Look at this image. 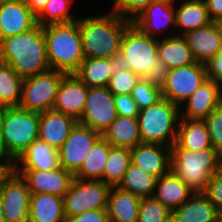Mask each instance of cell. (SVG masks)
Returning a JSON list of instances; mask_svg holds the SVG:
<instances>
[{"mask_svg": "<svg viewBox=\"0 0 222 222\" xmlns=\"http://www.w3.org/2000/svg\"><path fill=\"white\" fill-rule=\"evenodd\" d=\"M131 96L139 109L155 104L162 98L161 88L141 77L132 89Z\"/></svg>", "mask_w": 222, "mask_h": 222, "instance_id": "obj_39", "label": "cell"}, {"mask_svg": "<svg viewBox=\"0 0 222 222\" xmlns=\"http://www.w3.org/2000/svg\"><path fill=\"white\" fill-rule=\"evenodd\" d=\"M49 0H25L26 5L31 9V12L37 16L45 7Z\"/></svg>", "mask_w": 222, "mask_h": 222, "instance_id": "obj_48", "label": "cell"}, {"mask_svg": "<svg viewBox=\"0 0 222 222\" xmlns=\"http://www.w3.org/2000/svg\"><path fill=\"white\" fill-rule=\"evenodd\" d=\"M39 137V113L7 108L0 139V157L12 165Z\"/></svg>", "mask_w": 222, "mask_h": 222, "instance_id": "obj_5", "label": "cell"}, {"mask_svg": "<svg viewBox=\"0 0 222 222\" xmlns=\"http://www.w3.org/2000/svg\"><path fill=\"white\" fill-rule=\"evenodd\" d=\"M0 180L1 178L8 172V170L11 168V165L0 157ZM4 161V162H3Z\"/></svg>", "mask_w": 222, "mask_h": 222, "instance_id": "obj_49", "label": "cell"}, {"mask_svg": "<svg viewBox=\"0 0 222 222\" xmlns=\"http://www.w3.org/2000/svg\"><path fill=\"white\" fill-rule=\"evenodd\" d=\"M3 64V61H2V59H1V57H0V66Z\"/></svg>", "mask_w": 222, "mask_h": 222, "instance_id": "obj_54", "label": "cell"}, {"mask_svg": "<svg viewBox=\"0 0 222 222\" xmlns=\"http://www.w3.org/2000/svg\"><path fill=\"white\" fill-rule=\"evenodd\" d=\"M131 163L160 178L171 170L170 147L140 143L131 149Z\"/></svg>", "mask_w": 222, "mask_h": 222, "instance_id": "obj_19", "label": "cell"}, {"mask_svg": "<svg viewBox=\"0 0 222 222\" xmlns=\"http://www.w3.org/2000/svg\"><path fill=\"white\" fill-rule=\"evenodd\" d=\"M112 186L102 180H82L74 178L63 196L66 218L81 213L106 208Z\"/></svg>", "mask_w": 222, "mask_h": 222, "instance_id": "obj_9", "label": "cell"}, {"mask_svg": "<svg viewBox=\"0 0 222 222\" xmlns=\"http://www.w3.org/2000/svg\"><path fill=\"white\" fill-rule=\"evenodd\" d=\"M59 167H61L59 150L39 138L33 141L11 165L12 169H38L43 171H50Z\"/></svg>", "mask_w": 222, "mask_h": 222, "instance_id": "obj_22", "label": "cell"}, {"mask_svg": "<svg viewBox=\"0 0 222 222\" xmlns=\"http://www.w3.org/2000/svg\"><path fill=\"white\" fill-rule=\"evenodd\" d=\"M153 1L155 0H113L114 8L111 11L133 21Z\"/></svg>", "mask_w": 222, "mask_h": 222, "instance_id": "obj_40", "label": "cell"}, {"mask_svg": "<svg viewBox=\"0 0 222 222\" xmlns=\"http://www.w3.org/2000/svg\"><path fill=\"white\" fill-rule=\"evenodd\" d=\"M28 185L31 193H46L63 197L74 179V175L59 167L50 171L38 169H13Z\"/></svg>", "mask_w": 222, "mask_h": 222, "instance_id": "obj_14", "label": "cell"}, {"mask_svg": "<svg viewBox=\"0 0 222 222\" xmlns=\"http://www.w3.org/2000/svg\"><path fill=\"white\" fill-rule=\"evenodd\" d=\"M204 2L212 22H217L222 18V0H204Z\"/></svg>", "mask_w": 222, "mask_h": 222, "instance_id": "obj_47", "label": "cell"}, {"mask_svg": "<svg viewBox=\"0 0 222 222\" xmlns=\"http://www.w3.org/2000/svg\"><path fill=\"white\" fill-rule=\"evenodd\" d=\"M132 23L144 34L158 39L157 35H161L166 29L169 30L170 26L175 29L174 3L155 0Z\"/></svg>", "mask_w": 222, "mask_h": 222, "instance_id": "obj_18", "label": "cell"}, {"mask_svg": "<svg viewBox=\"0 0 222 222\" xmlns=\"http://www.w3.org/2000/svg\"><path fill=\"white\" fill-rule=\"evenodd\" d=\"M78 121L69 115L48 110L39 113V139L59 150Z\"/></svg>", "mask_w": 222, "mask_h": 222, "instance_id": "obj_20", "label": "cell"}, {"mask_svg": "<svg viewBox=\"0 0 222 222\" xmlns=\"http://www.w3.org/2000/svg\"><path fill=\"white\" fill-rule=\"evenodd\" d=\"M198 63L206 64L222 49V35L216 22L183 35Z\"/></svg>", "mask_w": 222, "mask_h": 222, "instance_id": "obj_21", "label": "cell"}, {"mask_svg": "<svg viewBox=\"0 0 222 222\" xmlns=\"http://www.w3.org/2000/svg\"><path fill=\"white\" fill-rule=\"evenodd\" d=\"M111 145L101 137L85 157L74 178L82 180H102Z\"/></svg>", "mask_w": 222, "mask_h": 222, "instance_id": "obj_32", "label": "cell"}, {"mask_svg": "<svg viewBox=\"0 0 222 222\" xmlns=\"http://www.w3.org/2000/svg\"><path fill=\"white\" fill-rule=\"evenodd\" d=\"M0 57L22 78L50 70L43 27L1 39Z\"/></svg>", "mask_w": 222, "mask_h": 222, "instance_id": "obj_1", "label": "cell"}, {"mask_svg": "<svg viewBox=\"0 0 222 222\" xmlns=\"http://www.w3.org/2000/svg\"><path fill=\"white\" fill-rule=\"evenodd\" d=\"M50 68L74 74L85 59L79 18L75 22L43 27Z\"/></svg>", "mask_w": 222, "mask_h": 222, "instance_id": "obj_3", "label": "cell"}, {"mask_svg": "<svg viewBox=\"0 0 222 222\" xmlns=\"http://www.w3.org/2000/svg\"><path fill=\"white\" fill-rule=\"evenodd\" d=\"M102 134L77 123L59 149L60 166L73 175Z\"/></svg>", "mask_w": 222, "mask_h": 222, "instance_id": "obj_13", "label": "cell"}, {"mask_svg": "<svg viewBox=\"0 0 222 222\" xmlns=\"http://www.w3.org/2000/svg\"><path fill=\"white\" fill-rule=\"evenodd\" d=\"M132 21L113 11L95 17L79 18L85 58L119 59L121 40Z\"/></svg>", "mask_w": 222, "mask_h": 222, "instance_id": "obj_2", "label": "cell"}, {"mask_svg": "<svg viewBox=\"0 0 222 222\" xmlns=\"http://www.w3.org/2000/svg\"><path fill=\"white\" fill-rule=\"evenodd\" d=\"M5 222H28L31 192L27 182L12 168L0 180Z\"/></svg>", "mask_w": 222, "mask_h": 222, "instance_id": "obj_10", "label": "cell"}, {"mask_svg": "<svg viewBox=\"0 0 222 222\" xmlns=\"http://www.w3.org/2000/svg\"><path fill=\"white\" fill-rule=\"evenodd\" d=\"M141 198L112 186L107 202L109 222H137Z\"/></svg>", "mask_w": 222, "mask_h": 222, "instance_id": "obj_26", "label": "cell"}, {"mask_svg": "<svg viewBox=\"0 0 222 222\" xmlns=\"http://www.w3.org/2000/svg\"><path fill=\"white\" fill-rule=\"evenodd\" d=\"M157 39L158 58L169 68L188 66L197 61L183 35Z\"/></svg>", "mask_w": 222, "mask_h": 222, "instance_id": "obj_25", "label": "cell"}, {"mask_svg": "<svg viewBox=\"0 0 222 222\" xmlns=\"http://www.w3.org/2000/svg\"><path fill=\"white\" fill-rule=\"evenodd\" d=\"M157 58V39L144 34L132 23L121 40L119 64L144 78Z\"/></svg>", "mask_w": 222, "mask_h": 222, "instance_id": "obj_7", "label": "cell"}, {"mask_svg": "<svg viewBox=\"0 0 222 222\" xmlns=\"http://www.w3.org/2000/svg\"><path fill=\"white\" fill-rule=\"evenodd\" d=\"M222 84L205 80L183 103L180 118L204 120L214 109L222 105ZM185 110V111H184Z\"/></svg>", "mask_w": 222, "mask_h": 222, "instance_id": "obj_15", "label": "cell"}, {"mask_svg": "<svg viewBox=\"0 0 222 222\" xmlns=\"http://www.w3.org/2000/svg\"><path fill=\"white\" fill-rule=\"evenodd\" d=\"M0 222H5L4 215H3V205L1 201V196H0Z\"/></svg>", "mask_w": 222, "mask_h": 222, "instance_id": "obj_51", "label": "cell"}, {"mask_svg": "<svg viewBox=\"0 0 222 222\" xmlns=\"http://www.w3.org/2000/svg\"><path fill=\"white\" fill-rule=\"evenodd\" d=\"M195 192L171 170L157 180L153 197L171 211L182 205Z\"/></svg>", "mask_w": 222, "mask_h": 222, "instance_id": "obj_24", "label": "cell"}, {"mask_svg": "<svg viewBox=\"0 0 222 222\" xmlns=\"http://www.w3.org/2000/svg\"><path fill=\"white\" fill-rule=\"evenodd\" d=\"M218 222H222V209L218 211Z\"/></svg>", "mask_w": 222, "mask_h": 222, "instance_id": "obj_53", "label": "cell"}, {"mask_svg": "<svg viewBox=\"0 0 222 222\" xmlns=\"http://www.w3.org/2000/svg\"><path fill=\"white\" fill-rule=\"evenodd\" d=\"M141 77L133 73L130 69L118 64L115 72L112 74L108 89L113 95L131 94Z\"/></svg>", "mask_w": 222, "mask_h": 222, "instance_id": "obj_38", "label": "cell"}, {"mask_svg": "<svg viewBox=\"0 0 222 222\" xmlns=\"http://www.w3.org/2000/svg\"><path fill=\"white\" fill-rule=\"evenodd\" d=\"M72 0H49L43 10L36 16L37 24L48 26L63 24L78 20L70 13L69 7Z\"/></svg>", "mask_w": 222, "mask_h": 222, "instance_id": "obj_36", "label": "cell"}, {"mask_svg": "<svg viewBox=\"0 0 222 222\" xmlns=\"http://www.w3.org/2000/svg\"><path fill=\"white\" fill-rule=\"evenodd\" d=\"M203 193L218 211L222 209V167L211 176Z\"/></svg>", "mask_w": 222, "mask_h": 222, "instance_id": "obj_42", "label": "cell"}, {"mask_svg": "<svg viewBox=\"0 0 222 222\" xmlns=\"http://www.w3.org/2000/svg\"><path fill=\"white\" fill-rule=\"evenodd\" d=\"M169 68L157 58L149 68L148 74L144 77L150 83L162 88L166 84Z\"/></svg>", "mask_w": 222, "mask_h": 222, "instance_id": "obj_44", "label": "cell"}, {"mask_svg": "<svg viewBox=\"0 0 222 222\" xmlns=\"http://www.w3.org/2000/svg\"><path fill=\"white\" fill-rule=\"evenodd\" d=\"M204 65L207 78L222 84V49Z\"/></svg>", "mask_w": 222, "mask_h": 222, "instance_id": "obj_46", "label": "cell"}, {"mask_svg": "<svg viewBox=\"0 0 222 222\" xmlns=\"http://www.w3.org/2000/svg\"><path fill=\"white\" fill-rule=\"evenodd\" d=\"M142 143L171 147L176 141L180 108L165 98L140 109L138 115Z\"/></svg>", "mask_w": 222, "mask_h": 222, "instance_id": "obj_6", "label": "cell"}, {"mask_svg": "<svg viewBox=\"0 0 222 222\" xmlns=\"http://www.w3.org/2000/svg\"><path fill=\"white\" fill-rule=\"evenodd\" d=\"M63 197L31 193L28 222H65Z\"/></svg>", "mask_w": 222, "mask_h": 222, "instance_id": "obj_27", "label": "cell"}, {"mask_svg": "<svg viewBox=\"0 0 222 222\" xmlns=\"http://www.w3.org/2000/svg\"><path fill=\"white\" fill-rule=\"evenodd\" d=\"M157 180V177L131 163L117 187L140 198L153 197Z\"/></svg>", "mask_w": 222, "mask_h": 222, "instance_id": "obj_33", "label": "cell"}, {"mask_svg": "<svg viewBox=\"0 0 222 222\" xmlns=\"http://www.w3.org/2000/svg\"><path fill=\"white\" fill-rule=\"evenodd\" d=\"M171 171L181 178L194 192H204L213 174L222 167V155L214 148L192 151L170 147Z\"/></svg>", "mask_w": 222, "mask_h": 222, "instance_id": "obj_4", "label": "cell"}, {"mask_svg": "<svg viewBox=\"0 0 222 222\" xmlns=\"http://www.w3.org/2000/svg\"><path fill=\"white\" fill-rule=\"evenodd\" d=\"M209 18L204 0H185L175 11V28H181L180 35L208 26Z\"/></svg>", "mask_w": 222, "mask_h": 222, "instance_id": "obj_31", "label": "cell"}, {"mask_svg": "<svg viewBox=\"0 0 222 222\" xmlns=\"http://www.w3.org/2000/svg\"><path fill=\"white\" fill-rule=\"evenodd\" d=\"M113 98L108 87H88L84 111L78 123L103 134L118 116Z\"/></svg>", "mask_w": 222, "mask_h": 222, "instance_id": "obj_12", "label": "cell"}, {"mask_svg": "<svg viewBox=\"0 0 222 222\" xmlns=\"http://www.w3.org/2000/svg\"><path fill=\"white\" fill-rule=\"evenodd\" d=\"M207 79L205 65L198 62L169 69L166 84L161 88L162 97L181 109L183 103Z\"/></svg>", "mask_w": 222, "mask_h": 222, "instance_id": "obj_11", "label": "cell"}, {"mask_svg": "<svg viewBox=\"0 0 222 222\" xmlns=\"http://www.w3.org/2000/svg\"><path fill=\"white\" fill-rule=\"evenodd\" d=\"M66 73L50 69L23 78L20 108L32 112L52 110L59 85Z\"/></svg>", "mask_w": 222, "mask_h": 222, "instance_id": "obj_8", "label": "cell"}, {"mask_svg": "<svg viewBox=\"0 0 222 222\" xmlns=\"http://www.w3.org/2000/svg\"><path fill=\"white\" fill-rule=\"evenodd\" d=\"M113 99L118 116L138 117L140 109L131 94L114 95Z\"/></svg>", "mask_w": 222, "mask_h": 222, "instance_id": "obj_43", "label": "cell"}, {"mask_svg": "<svg viewBox=\"0 0 222 222\" xmlns=\"http://www.w3.org/2000/svg\"><path fill=\"white\" fill-rule=\"evenodd\" d=\"M118 59L85 58L74 73L87 87H108Z\"/></svg>", "mask_w": 222, "mask_h": 222, "instance_id": "obj_28", "label": "cell"}, {"mask_svg": "<svg viewBox=\"0 0 222 222\" xmlns=\"http://www.w3.org/2000/svg\"><path fill=\"white\" fill-rule=\"evenodd\" d=\"M37 25L25 1L0 0V40L26 32Z\"/></svg>", "mask_w": 222, "mask_h": 222, "instance_id": "obj_17", "label": "cell"}, {"mask_svg": "<svg viewBox=\"0 0 222 222\" xmlns=\"http://www.w3.org/2000/svg\"><path fill=\"white\" fill-rule=\"evenodd\" d=\"M216 23L219 26V29H220V32H221V35H222V18L219 19Z\"/></svg>", "mask_w": 222, "mask_h": 222, "instance_id": "obj_52", "label": "cell"}, {"mask_svg": "<svg viewBox=\"0 0 222 222\" xmlns=\"http://www.w3.org/2000/svg\"><path fill=\"white\" fill-rule=\"evenodd\" d=\"M7 106L0 104V139L2 136V126H3V120L7 111Z\"/></svg>", "mask_w": 222, "mask_h": 222, "instance_id": "obj_50", "label": "cell"}, {"mask_svg": "<svg viewBox=\"0 0 222 222\" xmlns=\"http://www.w3.org/2000/svg\"><path fill=\"white\" fill-rule=\"evenodd\" d=\"M174 222H218V210L203 192H195L172 210Z\"/></svg>", "mask_w": 222, "mask_h": 222, "instance_id": "obj_23", "label": "cell"}, {"mask_svg": "<svg viewBox=\"0 0 222 222\" xmlns=\"http://www.w3.org/2000/svg\"><path fill=\"white\" fill-rule=\"evenodd\" d=\"M23 78L20 77L9 65L0 66V104L19 107L22 96Z\"/></svg>", "mask_w": 222, "mask_h": 222, "instance_id": "obj_34", "label": "cell"}, {"mask_svg": "<svg viewBox=\"0 0 222 222\" xmlns=\"http://www.w3.org/2000/svg\"><path fill=\"white\" fill-rule=\"evenodd\" d=\"M65 222H109V219L106 208H101L66 218Z\"/></svg>", "mask_w": 222, "mask_h": 222, "instance_id": "obj_45", "label": "cell"}, {"mask_svg": "<svg viewBox=\"0 0 222 222\" xmlns=\"http://www.w3.org/2000/svg\"><path fill=\"white\" fill-rule=\"evenodd\" d=\"M172 211L154 197L141 198L137 222H170Z\"/></svg>", "mask_w": 222, "mask_h": 222, "instance_id": "obj_37", "label": "cell"}, {"mask_svg": "<svg viewBox=\"0 0 222 222\" xmlns=\"http://www.w3.org/2000/svg\"><path fill=\"white\" fill-rule=\"evenodd\" d=\"M131 164V149L111 146L102 181L110 186H118Z\"/></svg>", "mask_w": 222, "mask_h": 222, "instance_id": "obj_35", "label": "cell"}, {"mask_svg": "<svg viewBox=\"0 0 222 222\" xmlns=\"http://www.w3.org/2000/svg\"><path fill=\"white\" fill-rule=\"evenodd\" d=\"M175 143L182 148L200 151L213 148L204 120L180 118Z\"/></svg>", "mask_w": 222, "mask_h": 222, "instance_id": "obj_30", "label": "cell"}, {"mask_svg": "<svg viewBox=\"0 0 222 222\" xmlns=\"http://www.w3.org/2000/svg\"><path fill=\"white\" fill-rule=\"evenodd\" d=\"M212 147L222 155V105L214 109L204 119Z\"/></svg>", "mask_w": 222, "mask_h": 222, "instance_id": "obj_41", "label": "cell"}, {"mask_svg": "<svg viewBox=\"0 0 222 222\" xmlns=\"http://www.w3.org/2000/svg\"><path fill=\"white\" fill-rule=\"evenodd\" d=\"M87 94L88 87L75 74H66L59 85L52 109L78 121L84 111Z\"/></svg>", "mask_w": 222, "mask_h": 222, "instance_id": "obj_16", "label": "cell"}, {"mask_svg": "<svg viewBox=\"0 0 222 222\" xmlns=\"http://www.w3.org/2000/svg\"><path fill=\"white\" fill-rule=\"evenodd\" d=\"M102 137L111 145L132 149L142 143L137 117L117 116L103 132Z\"/></svg>", "mask_w": 222, "mask_h": 222, "instance_id": "obj_29", "label": "cell"}, {"mask_svg": "<svg viewBox=\"0 0 222 222\" xmlns=\"http://www.w3.org/2000/svg\"><path fill=\"white\" fill-rule=\"evenodd\" d=\"M166 1H169V2H171V3H174L175 0H166Z\"/></svg>", "mask_w": 222, "mask_h": 222, "instance_id": "obj_55", "label": "cell"}]
</instances>
